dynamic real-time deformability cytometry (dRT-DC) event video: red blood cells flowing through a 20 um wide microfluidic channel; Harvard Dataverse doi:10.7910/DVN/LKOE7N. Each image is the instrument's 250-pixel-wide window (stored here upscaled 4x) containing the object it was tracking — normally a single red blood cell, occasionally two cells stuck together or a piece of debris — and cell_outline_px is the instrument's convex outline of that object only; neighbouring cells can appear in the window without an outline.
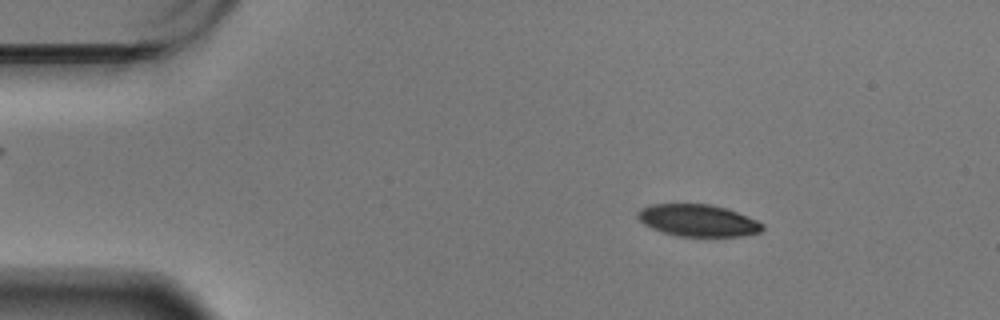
{"species": "Egyptian fruit bat (a non-hibernating species)", "species_latin": "Rousettus aegyptiacus", "temperature_condition": "warm", "stored_images_in_passage": 56, "camera_frame_rate_fps": 3000, "um_per_image_px": 0.085, "animal": {"sex": "male"}, "frame": {"image": 1, "passage_image": 6, "time_ms": 1.667, "image_size_px": [1000, 320], "cell_outline_px": [[764, 228], [760, 232], [740, 236], [680, 236], [664, 232], [652, 228], [644, 224], [636, 216], [636, 212], [640, 208], [652, 204], [712, 204], [728, 208], [748, 216], [764, 224]], "centroid_in_image_um": [59.33, 18.72], "position_along_channel_um": 25.7, "area_um2": 23.29}}
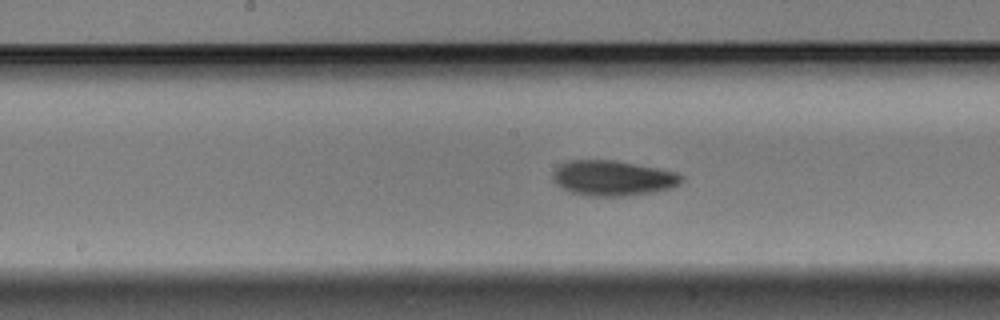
{"frame": {"image": 2, "passage_image": 27, "time_ms": 8.667, "image_size_px": [1000, 320], "cell_outline_px": [[684, 180], [680, 184], [672, 188], [652, 192], [624, 196], [588, 196], [572, 192], [556, 184], [552, 180], [552, 172], [560, 164], [568, 160], [616, 160], [660, 168], [676, 172], [684, 176]], "centroid_in_image_um": [52.12, 15.13], "position_along_channel_um": 196.1, "area_um2": 26.7}}
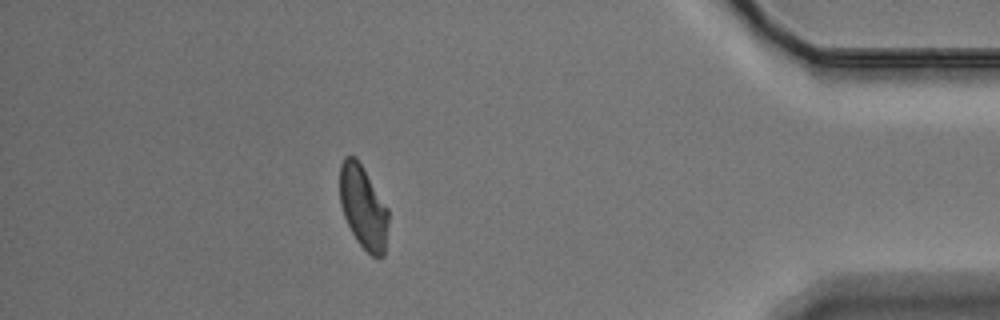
{"frame": {"image": 3, "passage_image": 49, "time_ms": 16.0, "image_size_px": [1000, 320], "cell_outline_px": [[388, 220], [384, 256], [372, 256], [356, 240], [344, 216], [340, 204], [340, 164], [344, 156], [356, 156], [388, 208]], "centroid_in_image_um": [30.86, 17.58], "position_along_channel_um": 404.3, "area_um2": 23.35}, "authors_computed_cell_mechanics": {"area_um2": 24.9118, "velocity_mm_per_s": 3.4307, "shape_relaxation_time_tau1_ms": 3.0133, "shape_relaxation_time_tau2_ms": 3.8139, "deformation_change_tau1": 0.1228, "deformation_change_tau2": 0.0978}}